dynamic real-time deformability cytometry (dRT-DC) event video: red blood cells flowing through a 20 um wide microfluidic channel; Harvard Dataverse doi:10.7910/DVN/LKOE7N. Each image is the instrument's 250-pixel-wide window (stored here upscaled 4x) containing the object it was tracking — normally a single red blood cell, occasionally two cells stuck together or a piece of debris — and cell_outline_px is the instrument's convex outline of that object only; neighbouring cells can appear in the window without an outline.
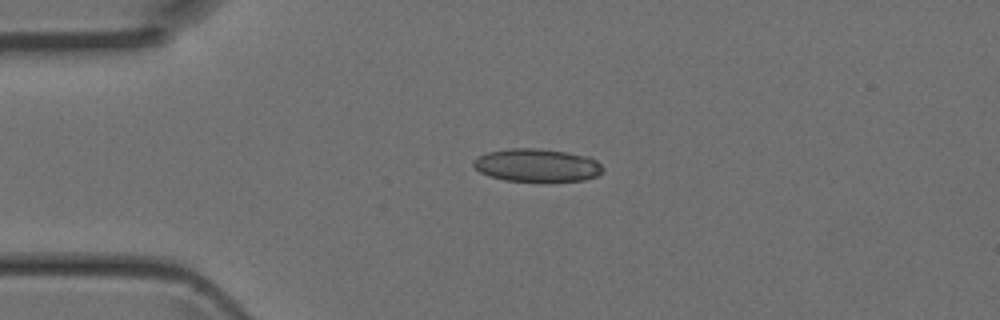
{"species": "Egyptian fruit bat (a non-hibernating species)", "species_latin": "Rousettus aegyptiacus", "temperature_condition": "room temperature", "stored_images_in_passage": 6, "camera_frame_rate_fps": 3000, "um_per_image_px": 0.085, "animal": {"sex": "female"}, "frame": {"image": 1, "passage_image": 4, "time_ms": 1.0, "image_size_px": [1000, 320], "cell_outline_px": [[604, 168], [596, 176], [584, 180], [504, 180], [488, 176], [480, 172], [472, 164], [472, 160], [488, 152], [508, 148], [532, 148], [568, 152], [588, 156], [596, 160]], "centroid_in_image_um": [45.62, 14.03], "position_along_channel_um": 39.4, "area_um2": 24.51}}